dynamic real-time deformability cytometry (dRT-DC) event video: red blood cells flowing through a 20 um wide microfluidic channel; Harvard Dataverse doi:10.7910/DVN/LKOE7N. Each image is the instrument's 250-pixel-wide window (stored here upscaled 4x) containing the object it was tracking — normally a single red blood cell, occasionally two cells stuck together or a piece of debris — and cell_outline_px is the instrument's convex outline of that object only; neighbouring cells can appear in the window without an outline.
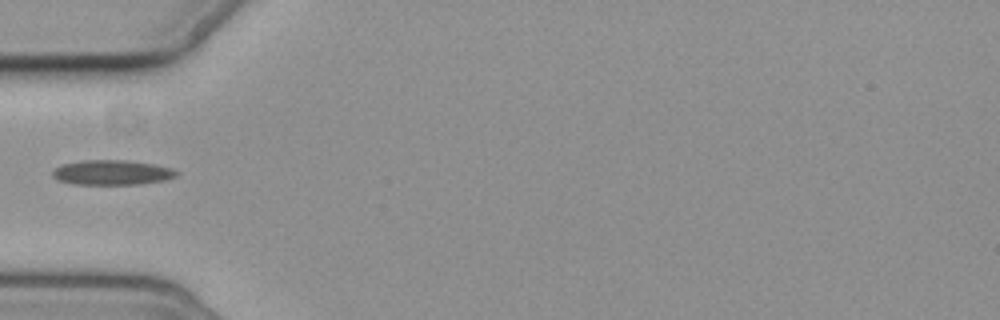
{"species": "common noctule bat (a hibernating species)", "species_latin": "Nyctalus noctula", "temperature_condition": "cold", "stored_images_in_passage": 1, "camera_frame_rate_fps": 3000, "um_per_image_px": 0.085, "animal": {"sex": "female", "body_mass_g": 19.3, "forearm_length_mm": 54.1}, "frame": {"image": 1, "passage_image": 1, "time_ms": 0.0, "image_size_px": [1000, 320], "cell_outline_px": [[180, 172], [176, 176], [164, 180], [140, 184], [72, 184], [56, 180], [52, 176], [52, 172], [60, 164], [80, 160], [128, 160], [152, 164], [172, 168]], "centroid_in_image_um": [9.48, 14.66], "position_along_channel_um": 75.5, "area_um2": 18.09}}